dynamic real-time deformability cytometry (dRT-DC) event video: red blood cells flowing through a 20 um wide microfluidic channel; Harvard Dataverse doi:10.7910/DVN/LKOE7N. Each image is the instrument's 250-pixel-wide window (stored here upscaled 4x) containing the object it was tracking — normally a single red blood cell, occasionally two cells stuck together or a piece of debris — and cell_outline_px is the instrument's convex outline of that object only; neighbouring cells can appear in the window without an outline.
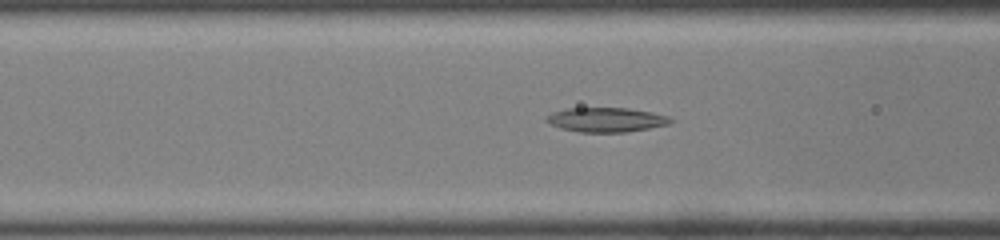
{"species": "common noctule bat (a hibernating species)", "species_latin": "Nyctalus noctula", "temperature_condition": "room temperature", "stored_images_in_passage": 32, "camera_frame_rate_fps": 3000, "um_per_image_px": 0.085, "animal": {"sex": "male", "body_mass_g": 19.0, "forearm_length_mm": 50.8}, "frame": {"image": 1, "passage_image": 7, "time_ms": 2.0, "image_size_px": [1000, 240], "cell_outline_px": [[676, 120], [668, 124], [628, 132], [580, 132], [560, 128], [544, 120], [552, 112], [564, 108], [628, 108], [652, 112], [668, 116]], "centroid_in_image_um": [51.54, 10.17], "position_along_channel_um": 115.1, "area_um2": 17.69}}
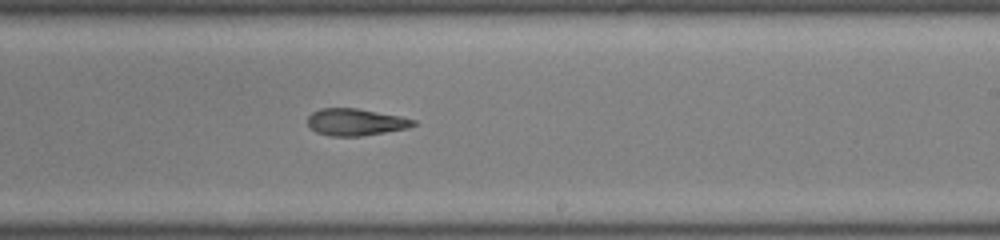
{"frame": {"image": 2, "passage_image": 17, "time_ms": 5.333, "image_size_px": [1000, 240], "cell_outline_px": [[416, 124], [408, 128], [360, 136], [328, 136], [316, 132], [308, 124], [308, 116], [312, 112], [320, 108], [356, 108], [400, 116], [416, 120]], "centroid_in_image_um": [30.21, 10.37], "position_along_channel_um": 258.8, "area_um2": 16.53}}
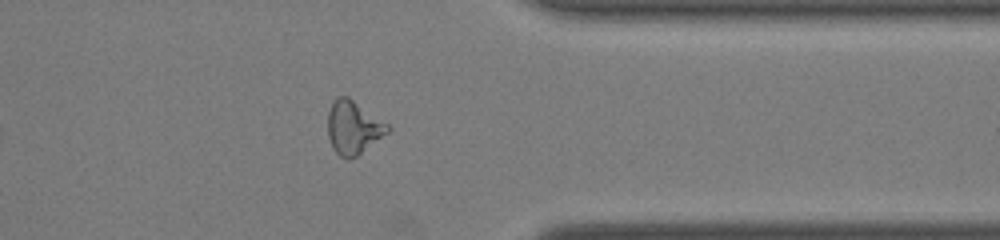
{"frame": {"image": 3, "passage_image": 26, "time_ms": 8.333, "image_size_px": [1000, 240], "cell_outline_px": [[392, 128], [388, 132], [356, 156], [348, 160], [340, 156], [332, 148], [328, 136], [328, 112], [332, 100], [336, 96], [348, 96], [388, 124]], "centroid_in_image_um": [30.0, 10.82], "position_along_channel_um": 381.4, "area_um2": 18.55}}